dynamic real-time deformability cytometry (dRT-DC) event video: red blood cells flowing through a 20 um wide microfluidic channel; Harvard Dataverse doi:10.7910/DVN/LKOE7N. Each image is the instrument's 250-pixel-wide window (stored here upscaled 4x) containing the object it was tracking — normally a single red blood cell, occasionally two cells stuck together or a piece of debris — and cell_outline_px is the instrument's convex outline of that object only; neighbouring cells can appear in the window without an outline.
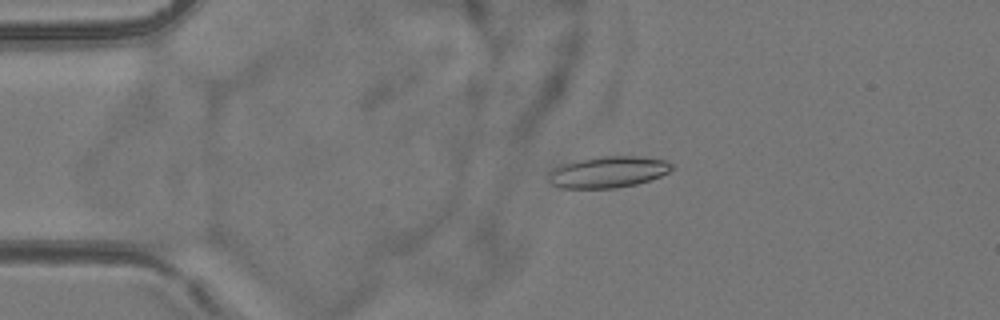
{"species": "common noctule bat (a hibernating species)", "species_latin": "Nyctalus noctula", "temperature_condition": "room temperature", "stored_images_in_passage": 3, "camera_frame_rate_fps": 3000, "um_per_image_px": 0.085, "animal": {"sex": "female", "body_mass_g": 24.6, "forearm_length_mm": 56.2}, "frame": {"image": 1, "passage_image": 2, "time_ms": 2.0, "image_size_px": [1000, 320], "cell_outline_px": [[672, 168], [668, 172], [660, 176], [636, 184], [616, 188], [560, 188], [552, 184], [548, 180], [548, 172], [552, 168], [560, 164], [588, 156], [640, 156], [668, 160], [672, 164]], "centroid_in_image_um": [51.63, 14.6], "position_along_channel_um": 33.4, "area_um2": 23.0}}